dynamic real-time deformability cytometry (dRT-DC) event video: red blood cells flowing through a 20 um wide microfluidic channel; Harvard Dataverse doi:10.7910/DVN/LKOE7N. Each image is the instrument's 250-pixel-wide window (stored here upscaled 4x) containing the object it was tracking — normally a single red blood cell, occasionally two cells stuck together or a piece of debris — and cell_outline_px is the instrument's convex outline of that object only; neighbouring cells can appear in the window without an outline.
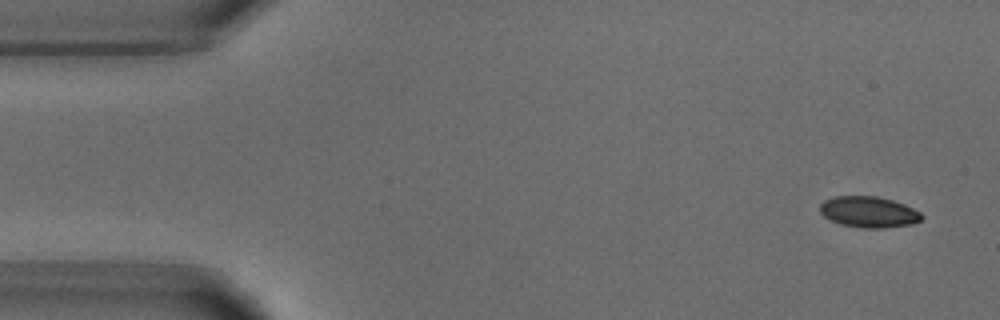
{"species": "common noctule bat (a hibernating species)", "species_latin": "Nyctalus noctula", "temperature_condition": "warm", "stored_images_in_passage": 4, "camera_frame_rate_fps": 3000, "um_per_image_px": 0.085, "animal": {"sex": "male", "body_mass_g": 18.8}, "frame": {"image": 1, "passage_image": 1, "time_ms": 0.0, "image_size_px": [1000, 320], "cell_outline_px": [[924, 216], [920, 220], [912, 224], [884, 228], [860, 228], [840, 224], [824, 216], [820, 212], [820, 204], [824, 200], [836, 196], [876, 196], [892, 200], [904, 204], [920, 212]], "centroid_in_image_um": [73.84, 18.02], "position_along_channel_um": 11.2, "area_um2": 18.38}}